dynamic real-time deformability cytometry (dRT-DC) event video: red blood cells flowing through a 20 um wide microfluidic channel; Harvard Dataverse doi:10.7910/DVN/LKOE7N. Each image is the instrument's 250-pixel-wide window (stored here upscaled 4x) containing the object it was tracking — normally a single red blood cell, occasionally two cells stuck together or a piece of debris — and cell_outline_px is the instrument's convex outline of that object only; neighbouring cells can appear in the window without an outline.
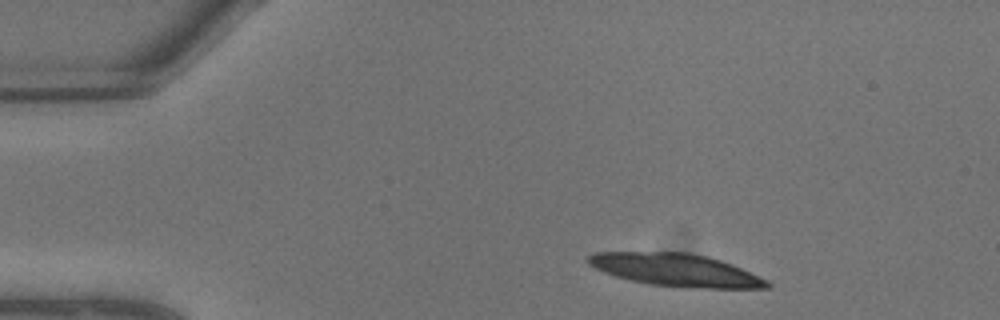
{"species": "common noctule bat (a hibernating species)", "species_latin": "Nyctalus noctula", "temperature_condition": "warm", "stored_images_in_passage": 7, "segment_of_instrument_passage": [1, 2], "camera_frame_rate_fps": 3000, "um_per_image_px": 0.085, "animal": {"sex": "male", "body_mass_g": 13.3}, "frame": {"image": 1, "passage_image": 1, "time_ms": 0.0, "image_size_px": [1000, 320], "cell_outline_px": [[772, 284], [768, 288], [680, 288], [648, 284], [616, 276], [604, 272], [588, 264], [588, 256], [596, 252], [688, 252], [708, 256], [732, 264], [768, 280]], "centroid_in_image_um": [57.48, 22.95], "position_along_channel_um": 27.5, "area_um2": 34.1}}